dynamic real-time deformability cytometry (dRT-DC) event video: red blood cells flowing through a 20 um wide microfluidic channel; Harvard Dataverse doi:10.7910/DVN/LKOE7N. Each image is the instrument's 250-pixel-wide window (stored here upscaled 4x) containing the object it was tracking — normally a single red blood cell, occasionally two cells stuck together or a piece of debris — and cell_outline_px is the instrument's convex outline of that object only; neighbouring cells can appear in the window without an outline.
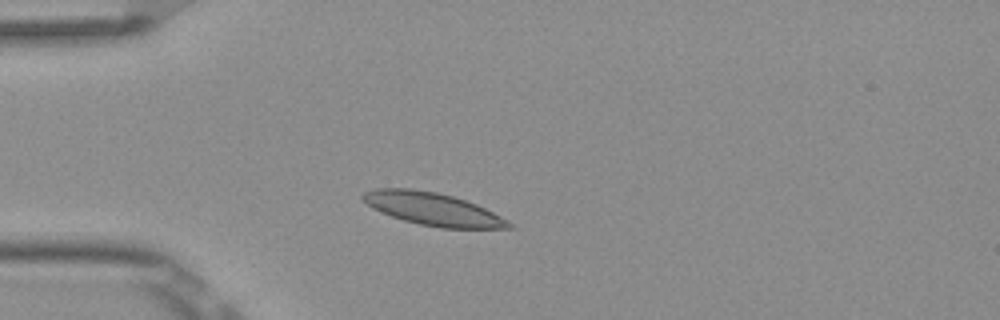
{"species": "Egyptian fruit bat (a non-hibernating species)", "species_latin": "Rousettus aegyptiacus", "temperature_condition": "room temperature", "stored_images_in_passage": 4, "camera_frame_rate_fps": 3000, "um_per_image_px": 0.085, "frame": {"image": 1, "passage_image": 3, "time_ms": 0.667, "image_size_px": [1000, 320], "cell_outline_px": [[516, 228], [440, 228], [420, 224], [404, 220], [380, 212], [372, 208], [360, 196], [364, 192], [376, 188], [412, 188], [436, 192], [452, 196], [476, 204], [500, 216], [512, 224]], "centroid_in_image_um": [36.76, 17.76], "position_along_channel_um": 48.2, "area_um2": 27.57}}